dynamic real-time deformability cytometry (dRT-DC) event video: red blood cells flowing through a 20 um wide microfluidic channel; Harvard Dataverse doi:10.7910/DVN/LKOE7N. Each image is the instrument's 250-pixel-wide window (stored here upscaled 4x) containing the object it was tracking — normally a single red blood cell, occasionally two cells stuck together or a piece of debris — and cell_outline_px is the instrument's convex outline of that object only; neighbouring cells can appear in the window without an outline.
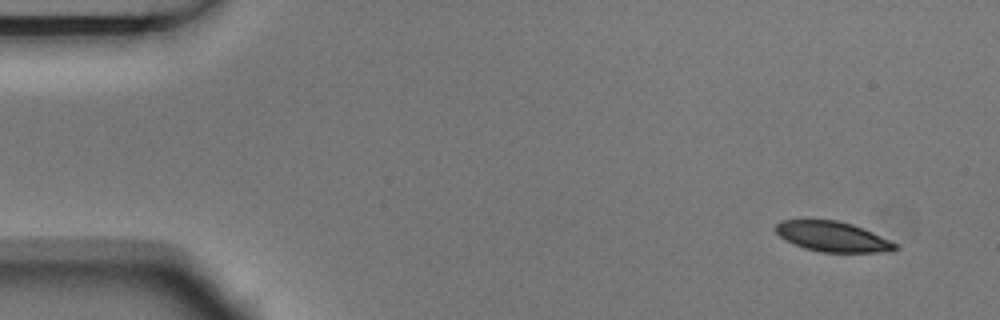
{"species": "Egyptian fruit bat (a non-hibernating species)", "species_latin": "Rousettus aegyptiacus", "temperature_condition": "room temperature", "stored_images_in_passage": 6, "camera_frame_rate_fps": 3000, "um_per_image_px": 0.085, "animal": {"sex": "male"}, "frame": {"image": 1, "passage_image": 1, "time_ms": 0.0, "image_size_px": [1000, 320], "cell_outline_px": [[900, 248], [892, 252], [820, 252], [804, 248], [792, 244], [780, 236], [776, 232], [776, 224], [780, 220], [836, 220], [852, 224], [864, 228], [896, 244]], "centroid_in_image_um": [70.77, 20.12], "position_along_channel_um": 14.2, "area_um2": 20.98}}
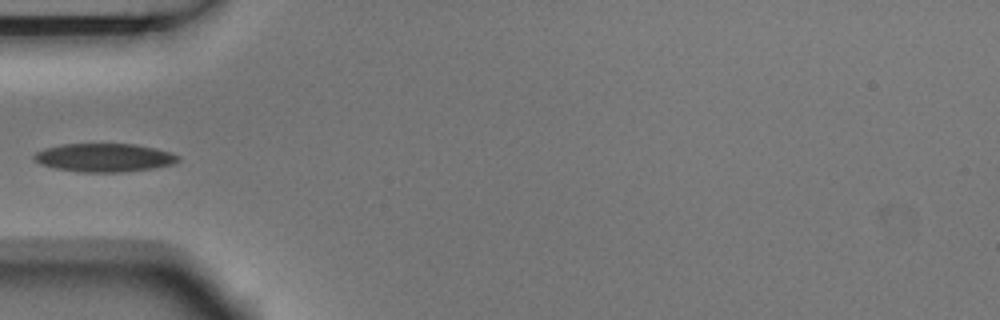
{"frame": {"image": 2, "passage_image": 5, "time_ms": 1.333, "image_size_px": [1000, 320], "cell_outline_px": [[180, 160], [176, 164], [156, 168], [120, 172], [80, 172], [56, 168], [40, 164], [32, 156], [36, 152], [44, 148], [60, 144], [136, 144], [156, 148], [172, 152], [180, 156]], "centroid_in_image_um": [8.92, 13.39], "position_along_channel_um": 76.1, "area_um2": 24.1}}
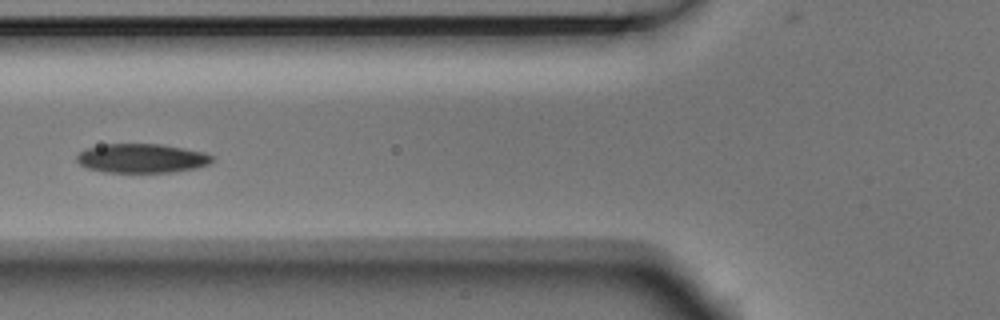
{"frame": {"image": 3, "passage_image": 6, "time_ms": 1.667, "image_size_px": [1000, 320], "cell_outline_px": [[212, 160], [208, 164], [196, 168], [172, 172], [104, 172], [88, 168], [80, 164], [76, 160], [76, 156], [80, 152], [88, 148], [104, 144], [160, 144], [184, 148], [204, 152], [212, 156]], "centroid_in_image_um": [12.04, 13.45], "position_along_channel_um": 113.8, "area_um2": 22.83}}